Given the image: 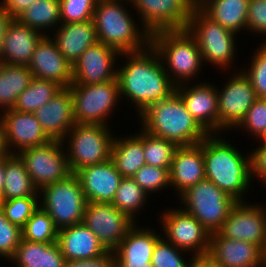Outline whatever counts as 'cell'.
Returning <instances> with one entry per match:
<instances>
[{"instance_id":"40","label":"cell","mask_w":266,"mask_h":267,"mask_svg":"<svg viewBox=\"0 0 266 267\" xmlns=\"http://www.w3.org/2000/svg\"><path fill=\"white\" fill-rule=\"evenodd\" d=\"M131 178L146 193L157 192L171 186L169 170L147 164L143 165Z\"/></svg>"},{"instance_id":"23","label":"cell","mask_w":266,"mask_h":267,"mask_svg":"<svg viewBox=\"0 0 266 267\" xmlns=\"http://www.w3.org/2000/svg\"><path fill=\"white\" fill-rule=\"evenodd\" d=\"M72 106L73 96L67 87L62 88L48 103L34 112L43 131L51 140L63 141L75 125Z\"/></svg>"},{"instance_id":"29","label":"cell","mask_w":266,"mask_h":267,"mask_svg":"<svg viewBox=\"0 0 266 267\" xmlns=\"http://www.w3.org/2000/svg\"><path fill=\"white\" fill-rule=\"evenodd\" d=\"M10 260L17 267H63L65 257L57 242H30L21 238Z\"/></svg>"},{"instance_id":"51","label":"cell","mask_w":266,"mask_h":267,"mask_svg":"<svg viewBox=\"0 0 266 267\" xmlns=\"http://www.w3.org/2000/svg\"><path fill=\"white\" fill-rule=\"evenodd\" d=\"M13 19L14 18L11 14L0 6V60L3 48V39Z\"/></svg>"},{"instance_id":"18","label":"cell","mask_w":266,"mask_h":267,"mask_svg":"<svg viewBox=\"0 0 266 267\" xmlns=\"http://www.w3.org/2000/svg\"><path fill=\"white\" fill-rule=\"evenodd\" d=\"M187 84L176 86V93L191 116L208 134H218V87L206 81L196 83L193 87Z\"/></svg>"},{"instance_id":"19","label":"cell","mask_w":266,"mask_h":267,"mask_svg":"<svg viewBox=\"0 0 266 267\" xmlns=\"http://www.w3.org/2000/svg\"><path fill=\"white\" fill-rule=\"evenodd\" d=\"M0 113L2 114L0 123L4 128L11 154H17L26 148L42 146L51 141L34 113L19 112L15 109H8Z\"/></svg>"},{"instance_id":"11","label":"cell","mask_w":266,"mask_h":267,"mask_svg":"<svg viewBox=\"0 0 266 267\" xmlns=\"http://www.w3.org/2000/svg\"><path fill=\"white\" fill-rule=\"evenodd\" d=\"M64 147L62 141L51 140L45 145L17 153L38 191L73 174Z\"/></svg>"},{"instance_id":"44","label":"cell","mask_w":266,"mask_h":267,"mask_svg":"<svg viewBox=\"0 0 266 267\" xmlns=\"http://www.w3.org/2000/svg\"><path fill=\"white\" fill-rule=\"evenodd\" d=\"M237 128L246 129L245 131L259 138L258 140L266 135V98L258 97L255 100L235 129Z\"/></svg>"},{"instance_id":"55","label":"cell","mask_w":266,"mask_h":267,"mask_svg":"<svg viewBox=\"0 0 266 267\" xmlns=\"http://www.w3.org/2000/svg\"><path fill=\"white\" fill-rule=\"evenodd\" d=\"M261 140L266 141V135Z\"/></svg>"},{"instance_id":"24","label":"cell","mask_w":266,"mask_h":267,"mask_svg":"<svg viewBox=\"0 0 266 267\" xmlns=\"http://www.w3.org/2000/svg\"><path fill=\"white\" fill-rule=\"evenodd\" d=\"M137 227L135 224L114 250L115 267H152L151 257L161 235L148 227Z\"/></svg>"},{"instance_id":"30","label":"cell","mask_w":266,"mask_h":267,"mask_svg":"<svg viewBox=\"0 0 266 267\" xmlns=\"http://www.w3.org/2000/svg\"><path fill=\"white\" fill-rule=\"evenodd\" d=\"M111 159L122 177H132L143 165V129L139 134L114 138Z\"/></svg>"},{"instance_id":"22","label":"cell","mask_w":266,"mask_h":267,"mask_svg":"<svg viewBox=\"0 0 266 267\" xmlns=\"http://www.w3.org/2000/svg\"><path fill=\"white\" fill-rule=\"evenodd\" d=\"M75 175L79 178L87 202L112 203L123 178L112 159L84 167Z\"/></svg>"},{"instance_id":"17","label":"cell","mask_w":266,"mask_h":267,"mask_svg":"<svg viewBox=\"0 0 266 267\" xmlns=\"http://www.w3.org/2000/svg\"><path fill=\"white\" fill-rule=\"evenodd\" d=\"M121 53L115 48L97 42L72 64V84H98L117 79L116 56Z\"/></svg>"},{"instance_id":"25","label":"cell","mask_w":266,"mask_h":267,"mask_svg":"<svg viewBox=\"0 0 266 267\" xmlns=\"http://www.w3.org/2000/svg\"><path fill=\"white\" fill-rule=\"evenodd\" d=\"M169 175L170 187H174L178 191V196L205 179L202 141L195 145L180 146L176 149Z\"/></svg>"},{"instance_id":"6","label":"cell","mask_w":266,"mask_h":267,"mask_svg":"<svg viewBox=\"0 0 266 267\" xmlns=\"http://www.w3.org/2000/svg\"><path fill=\"white\" fill-rule=\"evenodd\" d=\"M113 136L106 125L75 124L62 141L68 139L65 149L72 173L111 159Z\"/></svg>"},{"instance_id":"28","label":"cell","mask_w":266,"mask_h":267,"mask_svg":"<svg viewBox=\"0 0 266 267\" xmlns=\"http://www.w3.org/2000/svg\"><path fill=\"white\" fill-rule=\"evenodd\" d=\"M52 39L58 50L73 64L88 47L98 42L93 20L76 23H61ZM55 34V35H54Z\"/></svg>"},{"instance_id":"14","label":"cell","mask_w":266,"mask_h":267,"mask_svg":"<svg viewBox=\"0 0 266 267\" xmlns=\"http://www.w3.org/2000/svg\"><path fill=\"white\" fill-rule=\"evenodd\" d=\"M107 250H115L136 224L112 203L87 202L82 221Z\"/></svg>"},{"instance_id":"37","label":"cell","mask_w":266,"mask_h":267,"mask_svg":"<svg viewBox=\"0 0 266 267\" xmlns=\"http://www.w3.org/2000/svg\"><path fill=\"white\" fill-rule=\"evenodd\" d=\"M58 231L50 215L40 206L21 228L22 239L42 243L57 242Z\"/></svg>"},{"instance_id":"3","label":"cell","mask_w":266,"mask_h":267,"mask_svg":"<svg viewBox=\"0 0 266 267\" xmlns=\"http://www.w3.org/2000/svg\"><path fill=\"white\" fill-rule=\"evenodd\" d=\"M139 117L145 132L171 141L178 147L198 144L209 135L191 116L176 92L147 107Z\"/></svg>"},{"instance_id":"21","label":"cell","mask_w":266,"mask_h":267,"mask_svg":"<svg viewBox=\"0 0 266 267\" xmlns=\"http://www.w3.org/2000/svg\"><path fill=\"white\" fill-rule=\"evenodd\" d=\"M208 254L225 267H266V252L248 241L228 239L212 233Z\"/></svg>"},{"instance_id":"49","label":"cell","mask_w":266,"mask_h":267,"mask_svg":"<svg viewBox=\"0 0 266 267\" xmlns=\"http://www.w3.org/2000/svg\"><path fill=\"white\" fill-rule=\"evenodd\" d=\"M0 6L8 11L13 18H17L36 0H1Z\"/></svg>"},{"instance_id":"42","label":"cell","mask_w":266,"mask_h":267,"mask_svg":"<svg viewBox=\"0 0 266 267\" xmlns=\"http://www.w3.org/2000/svg\"><path fill=\"white\" fill-rule=\"evenodd\" d=\"M182 252L187 253L161 237L154 247L151 265L152 267H187L188 262L183 258Z\"/></svg>"},{"instance_id":"9","label":"cell","mask_w":266,"mask_h":267,"mask_svg":"<svg viewBox=\"0 0 266 267\" xmlns=\"http://www.w3.org/2000/svg\"><path fill=\"white\" fill-rule=\"evenodd\" d=\"M39 195L40 207L50 215L58 229L83 221L87 200L75 174L42 188Z\"/></svg>"},{"instance_id":"13","label":"cell","mask_w":266,"mask_h":267,"mask_svg":"<svg viewBox=\"0 0 266 267\" xmlns=\"http://www.w3.org/2000/svg\"><path fill=\"white\" fill-rule=\"evenodd\" d=\"M142 26L151 34L161 30L186 29L195 7L190 0H130Z\"/></svg>"},{"instance_id":"43","label":"cell","mask_w":266,"mask_h":267,"mask_svg":"<svg viewBox=\"0 0 266 267\" xmlns=\"http://www.w3.org/2000/svg\"><path fill=\"white\" fill-rule=\"evenodd\" d=\"M97 0H60L61 23L93 20Z\"/></svg>"},{"instance_id":"7","label":"cell","mask_w":266,"mask_h":267,"mask_svg":"<svg viewBox=\"0 0 266 267\" xmlns=\"http://www.w3.org/2000/svg\"><path fill=\"white\" fill-rule=\"evenodd\" d=\"M185 207L210 232H218L232 207L237 203L208 179H203L179 195Z\"/></svg>"},{"instance_id":"16","label":"cell","mask_w":266,"mask_h":267,"mask_svg":"<svg viewBox=\"0 0 266 267\" xmlns=\"http://www.w3.org/2000/svg\"><path fill=\"white\" fill-rule=\"evenodd\" d=\"M237 202L218 233L228 239L248 241L266 252V207Z\"/></svg>"},{"instance_id":"35","label":"cell","mask_w":266,"mask_h":267,"mask_svg":"<svg viewBox=\"0 0 266 267\" xmlns=\"http://www.w3.org/2000/svg\"><path fill=\"white\" fill-rule=\"evenodd\" d=\"M62 88L54 81L33 77L30 85L19 95L13 109L19 112L34 113L48 103Z\"/></svg>"},{"instance_id":"34","label":"cell","mask_w":266,"mask_h":267,"mask_svg":"<svg viewBox=\"0 0 266 267\" xmlns=\"http://www.w3.org/2000/svg\"><path fill=\"white\" fill-rule=\"evenodd\" d=\"M17 19L34 30L47 35V29H54L55 27L56 30L57 26L61 25L60 0H36Z\"/></svg>"},{"instance_id":"31","label":"cell","mask_w":266,"mask_h":267,"mask_svg":"<svg viewBox=\"0 0 266 267\" xmlns=\"http://www.w3.org/2000/svg\"><path fill=\"white\" fill-rule=\"evenodd\" d=\"M249 0H208L200 9L213 21L235 33L247 29Z\"/></svg>"},{"instance_id":"1","label":"cell","mask_w":266,"mask_h":267,"mask_svg":"<svg viewBox=\"0 0 266 267\" xmlns=\"http://www.w3.org/2000/svg\"><path fill=\"white\" fill-rule=\"evenodd\" d=\"M122 55L127 60L124 66L117 68L120 97L135 103L133 106L139 115L150 105L164 101L176 92V85L151 44L143 50Z\"/></svg>"},{"instance_id":"20","label":"cell","mask_w":266,"mask_h":267,"mask_svg":"<svg viewBox=\"0 0 266 267\" xmlns=\"http://www.w3.org/2000/svg\"><path fill=\"white\" fill-rule=\"evenodd\" d=\"M28 68L33 77L54 81L63 88L72 84V64L58 50L50 35H45L37 44Z\"/></svg>"},{"instance_id":"54","label":"cell","mask_w":266,"mask_h":267,"mask_svg":"<svg viewBox=\"0 0 266 267\" xmlns=\"http://www.w3.org/2000/svg\"><path fill=\"white\" fill-rule=\"evenodd\" d=\"M195 8H200L203 6L208 0H190Z\"/></svg>"},{"instance_id":"2","label":"cell","mask_w":266,"mask_h":267,"mask_svg":"<svg viewBox=\"0 0 266 267\" xmlns=\"http://www.w3.org/2000/svg\"><path fill=\"white\" fill-rule=\"evenodd\" d=\"M215 135V136H214ZM205 178L237 202L251 186L249 156L239 152L219 134H209L202 141Z\"/></svg>"},{"instance_id":"50","label":"cell","mask_w":266,"mask_h":267,"mask_svg":"<svg viewBox=\"0 0 266 267\" xmlns=\"http://www.w3.org/2000/svg\"><path fill=\"white\" fill-rule=\"evenodd\" d=\"M187 267H225L222 263L215 260L208 253L201 255H193L192 259L190 258Z\"/></svg>"},{"instance_id":"39","label":"cell","mask_w":266,"mask_h":267,"mask_svg":"<svg viewBox=\"0 0 266 267\" xmlns=\"http://www.w3.org/2000/svg\"><path fill=\"white\" fill-rule=\"evenodd\" d=\"M39 197L40 196H27L10 200H1L0 207L3 210L5 217L11 223L22 228L31 215L39 208Z\"/></svg>"},{"instance_id":"15","label":"cell","mask_w":266,"mask_h":267,"mask_svg":"<svg viewBox=\"0 0 266 267\" xmlns=\"http://www.w3.org/2000/svg\"><path fill=\"white\" fill-rule=\"evenodd\" d=\"M218 90V134L236 128L258 98L249 78L241 69Z\"/></svg>"},{"instance_id":"52","label":"cell","mask_w":266,"mask_h":267,"mask_svg":"<svg viewBox=\"0 0 266 267\" xmlns=\"http://www.w3.org/2000/svg\"><path fill=\"white\" fill-rule=\"evenodd\" d=\"M11 155L6 142L5 131L0 123V159L6 158Z\"/></svg>"},{"instance_id":"33","label":"cell","mask_w":266,"mask_h":267,"mask_svg":"<svg viewBox=\"0 0 266 267\" xmlns=\"http://www.w3.org/2000/svg\"><path fill=\"white\" fill-rule=\"evenodd\" d=\"M32 178L28 174L24 162L17 154L6 157L4 187L1 200L14 198L39 196Z\"/></svg>"},{"instance_id":"41","label":"cell","mask_w":266,"mask_h":267,"mask_svg":"<svg viewBox=\"0 0 266 267\" xmlns=\"http://www.w3.org/2000/svg\"><path fill=\"white\" fill-rule=\"evenodd\" d=\"M256 49L249 68L242 70L249 78L257 97L266 98V43Z\"/></svg>"},{"instance_id":"36","label":"cell","mask_w":266,"mask_h":267,"mask_svg":"<svg viewBox=\"0 0 266 267\" xmlns=\"http://www.w3.org/2000/svg\"><path fill=\"white\" fill-rule=\"evenodd\" d=\"M148 198L146 193L131 177H123L112 205L128 215L133 221L136 212L142 209ZM140 209V210H139Z\"/></svg>"},{"instance_id":"10","label":"cell","mask_w":266,"mask_h":267,"mask_svg":"<svg viewBox=\"0 0 266 267\" xmlns=\"http://www.w3.org/2000/svg\"><path fill=\"white\" fill-rule=\"evenodd\" d=\"M68 88L73 96L75 124L109 126L108 115L121 99L118 79L91 85L71 84Z\"/></svg>"},{"instance_id":"26","label":"cell","mask_w":266,"mask_h":267,"mask_svg":"<svg viewBox=\"0 0 266 267\" xmlns=\"http://www.w3.org/2000/svg\"><path fill=\"white\" fill-rule=\"evenodd\" d=\"M44 36L14 18L3 39L0 63L28 66L37 44Z\"/></svg>"},{"instance_id":"8","label":"cell","mask_w":266,"mask_h":267,"mask_svg":"<svg viewBox=\"0 0 266 267\" xmlns=\"http://www.w3.org/2000/svg\"><path fill=\"white\" fill-rule=\"evenodd\" d=\"M188 32L195 38L203 63L229 69L235 57L236 33L209 18L200 8L190 15Z\"/></svg>"},{"instance_id":"48","label":"cell","mask_w":266,"mask_h":267,"mask_svg":"<svg viewBox=\"0 0 266 267\" xmlns=\"http://www.w3.org/2000/svg\"><path fill=\"white\" fill-rule=\"evenodd\" d=\"M63 267H115L114 251L107 250L105 253L91 259H65Z\"/></svg>"},{"instance_id":"46","label":"cell","mask_w":266,"mask_h":267,"mask_svg":"<svg viewBox=\"0 0 266 267\" xmlns=\"http://www.w3.org/2000/svg\"><path fill=\"white\" fill-rule=\"evenodd\" d=\"M247 30L266 35V0H249Z\"/></svg>"},{"instance_id":"47","label":"cell","mask_w":266,"mask_h":267,"mask_svg":"<svg viewBox=\"0 0 266 267\" xmlns=\"http://www.w3.org/2000/svg\"><path fill=\"white\" fill-rule=\"evenodd\" d=\"M260 141L261 145L256 147L253 152H250L249 156V164H250V175L251 179L254 175L257 179L262 180V183L266 185V141Z\"/></svg>"},{"instance_id":"53","label":"cell","mask_w":266,"mask_h":267,"mask_svg":"<svg viewBox=\"0 0 266 267\" xmlns=\"http://www.w3.org/2000/svg\"><path fill=\"white\" fill-rule=\"evenodd\" d=\"M5 163H6V158L0 159V201H1V193L4 187Z\"/></svg>"},{"instance_id":"45","label":"cell","mask_w":266,"mask_h":267,"mask_svg":"<svg viewBox=\"0 0 266 267\" xmlns=\"http://www.w3.org/2000/svg\"><path fill=\"white\" fill-rule=\"evenodd\" d=\"M21 238V228L11 223L0 207V256L10 261L20 244Z\"/></svg>"},{"instance_id":"4","label":"cell","mask_w":266,"mask_h":267,"mask_svg":"<svg viewBox=\"0 0 266 267\" xmlns=\"http://www.w3.org/2000/svg\"><path fill=\"white\" fill-rule=\"evenodd\" d=\"M124 2L131 3L130 0L97 1L93 22L98 42L120 53L143 50L151 43V33L142 25L141 29L137 26L129 11H126Z\"/></svg>"},{"instance_id":"32","label":"cell","mask_w":266,"mask_h":267,"mask_svg":"<svg viewBox=\"0 0 266 267\" xmlns=\"http://www.w3.org/2000/svg\"><path fill=\"white\" fill-rule=\"evenodd\" d=\"M33 74L26 65L0 63V109H13L19 95L30 85Z\"/></svg>"},{"instance_id":"38","label":"cell","mask_w":266,"mask_h":267,"mask_svg":"<svg viewBox=\"0 0 266 267\" xmlns=\"http://www.w3.org/2000/svg\"><path fill=\"white\" fill-rule=\"evenodd\" d=\"M177 148L175 143L153 136L143 130V150L147 165L170 170Z\"/></svg>"},{"instance_id":"12","label":"cell","mask_w":266,"mask_h":267,"mask_svg":"<svg viewBox=\"0 0 266 267\" xmlns=\"http://www.w3.org/2000/svg\"><path fill=\"white\" fill-rule=\"evenodd\" d=\"M166 211V212H165ZM162 212L161 224L166 240L178 249L192 252V255L206 254L210 246V232L194 216L181 208ZM194 252V254H193Z\"/></svg>"},{"instance_id":"5","label":"cell","mask_w":266,"mask_h":267,"mask_svg":"<svg viewBox=\"0 0 266 267\" xmlns=\"http://www.w3.org/2000/svg\"><path fill=\"white\" fill-rule=\"evenodd\" d=\"M150 44L176 86L193 80L204 65L198 44L187 29L154 32Z\"/></svg>"},{"instance_id":"27","label":"cell","mask_w":266,"mask_h":267,"mask_svg":"<svg viewBox=\"0 0 266 267\" xmlns=\"http://www.w3.org/2000/svg\"><path fill=\"white\" fill-rule=\"evenodd\" d=\"M57 243L67 260L91 259L107 251L83 222L59 229Z\"/></svg>"}]
</instances>
